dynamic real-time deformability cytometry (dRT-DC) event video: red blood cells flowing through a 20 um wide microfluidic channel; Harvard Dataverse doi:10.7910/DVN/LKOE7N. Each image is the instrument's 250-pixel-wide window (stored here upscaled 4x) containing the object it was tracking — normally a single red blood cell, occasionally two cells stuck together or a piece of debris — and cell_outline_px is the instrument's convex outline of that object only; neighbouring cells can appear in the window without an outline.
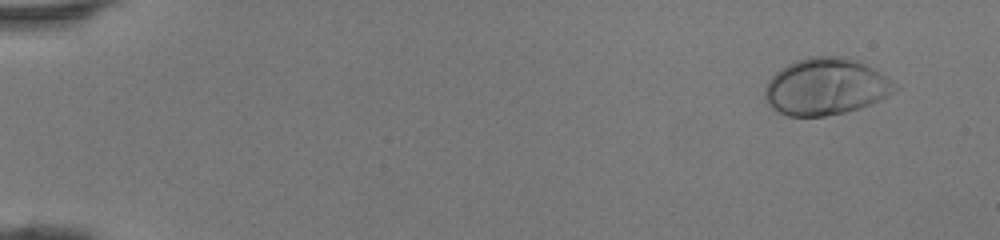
{"species": "human", "species_latin": "Homo sapiens", "temperature_condition": "room temperature", "stored_images_in_passage": 44, "camera_frame_rate_fps": 3000, "um_per_image_px": 0.085, "donor": {"sex": "female"}, "frame": {"image": 1, "passage_image": 1, "time_ms": 0.0, "image_size_px": [1000, 240], "cell_outline_px": [[900, 88], [880, 100], [860, 108], [844, 112], [824, 116], [788, 116], [772, 108], [764, 100], [764, 88], [768, 80], [776, 72], [788, 64], [796, 60], [808, 56], [844, 56], [856, 60], [880, 72]], "centroid_in_image_um": [70.17, 7.36], "position_along_channel_um": 14.8, "area_um2": 43.0}}
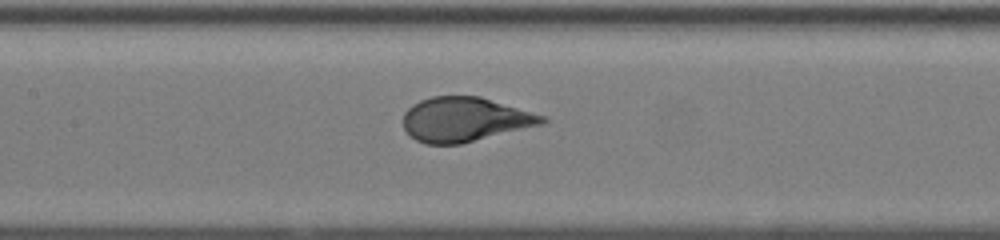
{"frame": {"image": 2, "passage_image": 21, "time_ms": 6.667, "image_size_px": [1000, 240], "cell_outline_px": [[548, 120], [544, 124], [460, 144], [424, 144], [416, 140], [404, 128], [404, 112], [412, 104], [420, 100], [432, 96], [480, 96], [544, 116]], "centroid_in_image_um": [39.5, 10.15], "position_along_channel_um": 167.9, "area_um2": 35.78}}
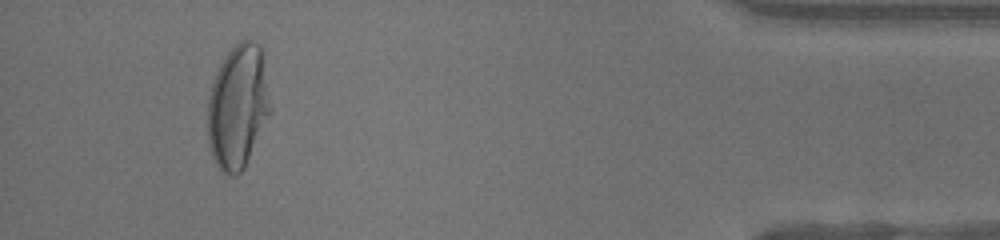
{"frame": {"image": 3, "passage_image": 41, "time_ms": 13.333, "image_size_px": [1000, 240], "cell_outline_px": [[272, 112], [244, 168], [236, 176], [228, 176], [220, 172], [212, 156], [208, 144], [208, 96], [216, 72], [224, 56], [240, 40], [252, 40], [260, 44], [272, 108]], "centroid_in_image_um": [20.22, 9.1], "position_along_channel_um": 415.0, "area_um2": 45.72}}